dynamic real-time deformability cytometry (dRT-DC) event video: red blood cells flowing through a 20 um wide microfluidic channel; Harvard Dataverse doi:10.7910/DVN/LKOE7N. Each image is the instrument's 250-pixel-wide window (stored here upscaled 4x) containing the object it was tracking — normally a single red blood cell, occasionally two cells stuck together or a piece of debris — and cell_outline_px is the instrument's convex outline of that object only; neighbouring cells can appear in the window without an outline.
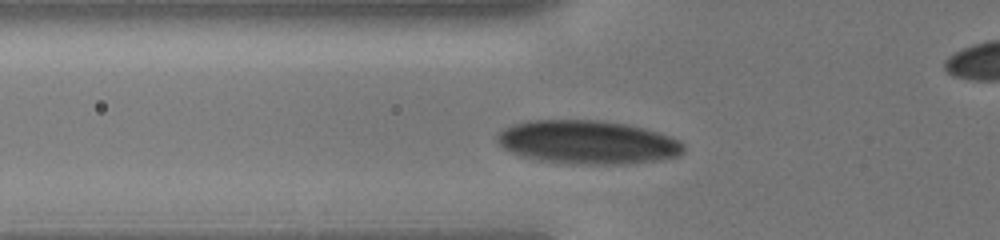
{"species": "human", "species_latin": "Homo sapiens", "temperature_condition": "cold", "stored_images_in_passage": 32, "camera_frame_rate_fps": 3000, "um_per_image_px": 0.085, "donor": {"sex": "male"}, "frame": {"image": 1, "passage_image": 8, "time_ms": 2.333, "image_size_px": [1000, 240], "cell_outline_px": [[684, 152], [680, 156], [660, 160], [628, 164], [576, 164], [540, 160], [524, 156], [512, 152], [504, 148], [496, 140], [496, 132], [512, 124], [528, 120], [600, 120], [628, 124], [644, 128], [672, 136], [680, 140], [684, 144]], "centroid_in_image_um": [49.98, 12.08], "position_along_channel_um": 75.8, "area_um2": 47.74}}
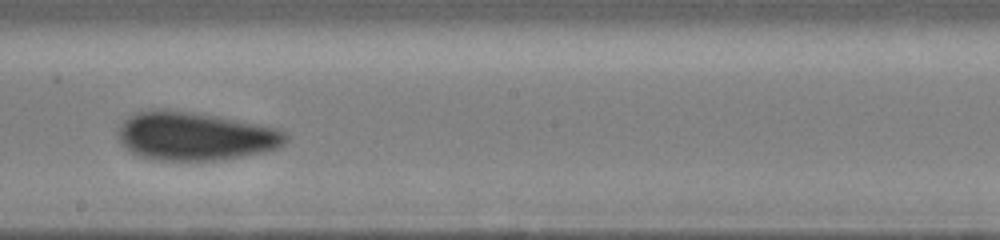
{"frame": {"image": 2, "passage_image": 18, "time_ms": 5.667, "image_size_px": [1000, 240], "cell_outline_px": [[288, 140], [280, 148], [264, 152], [244, 156], [216, 160], [152, 160], [128, 152], [116, 136], [116, 132], [120, 124], [128, 116], [136, 112], [152, 108], [192, 112], [216, 116], [260, 124], [280, 128], [288, 132]], "centroid_in_image_um": [16.58, 11.57], "position_along_channel_um": 231.6, "area_um2": 48.03}}
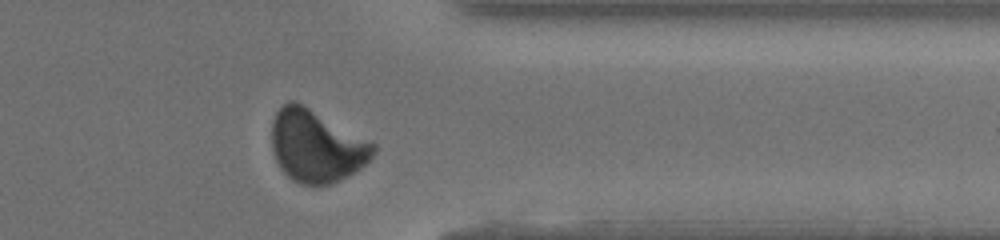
{"frame": {"image": 3, "passage_image": 28, "time_ms": 9.0, "image_size_px": [1000, 240], "cell_outline_px": [[376, 152], [360, 168], [328, 184], [300, 184], [292, 180], [280, 168], [272, 152], [272, 120], [276, 112], [288, 100], [296, 100], [376, 144]], "centroid_in_image_um": [26.85, 12.38], "position_along_channel_um": 384.5, "area_um2": 42.43}}